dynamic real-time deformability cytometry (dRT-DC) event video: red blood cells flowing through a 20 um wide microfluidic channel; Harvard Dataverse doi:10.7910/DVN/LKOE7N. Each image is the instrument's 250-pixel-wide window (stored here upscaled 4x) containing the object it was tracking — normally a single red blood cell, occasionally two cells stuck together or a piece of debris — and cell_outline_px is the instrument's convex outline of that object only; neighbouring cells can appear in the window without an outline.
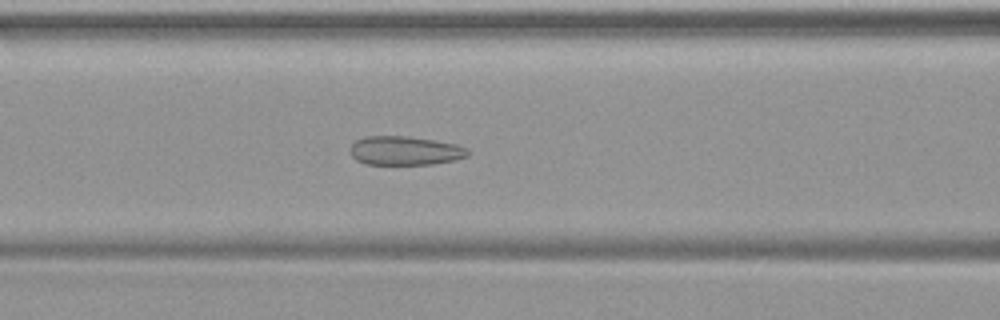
{"species": "common noctule bat (a hibernating species)", "species_latin": "Nyctalus noctula", "temperature_condition": "warm", "stored_images_in_passage": 39, "camera_frame_rate_fps": 3000, "um_per_image_px": 0.085, "animal": {"sex": "female", "body_mass_g": 19.9}, "frame": {"image": 1, "passage_image": 11, "time_ms": 3.333, "image_size_px": [1000, 320], "cell_outline_px": [[468, 156], [452, 160], [432, 164], [364, 164], [356, 160], [348, 152], [348, 148], [356, 140], [364, 136], [408, 136], [436, 140], [456, 144], [468, 148]], "centroid_in_image_um": [34.37, 12.8], "position_along_channel_um": 132.2, "area_um2": 20.0}}
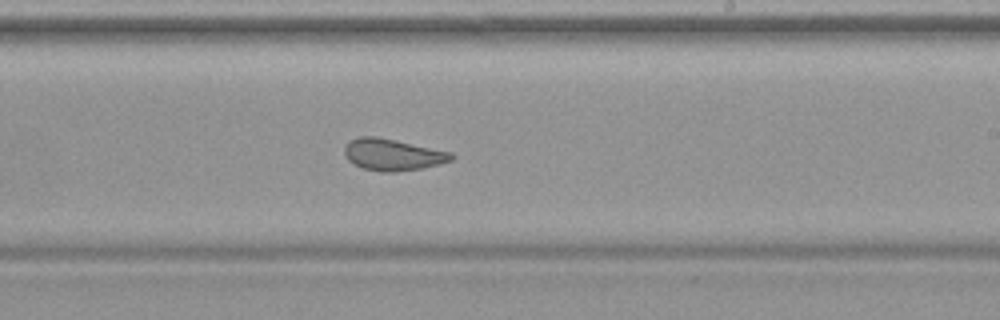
{"frame": {"image": 2, "passage_image": 20, "time_ms": 6.333, "image_size_px": [1000, 320], "cell_outline_px": [[456, 156], [452, 160], [424, 168], [396, 172], [380, 172], [364, 168], [348, 160], [344, 156], [344, 148], [348, 140], [360, 136], [376, 136], [452, 152]], "centroid_in_image_um": [33.37, 13.14], "position_along_channel_um": 255.6, "area_um2": 19.83}}
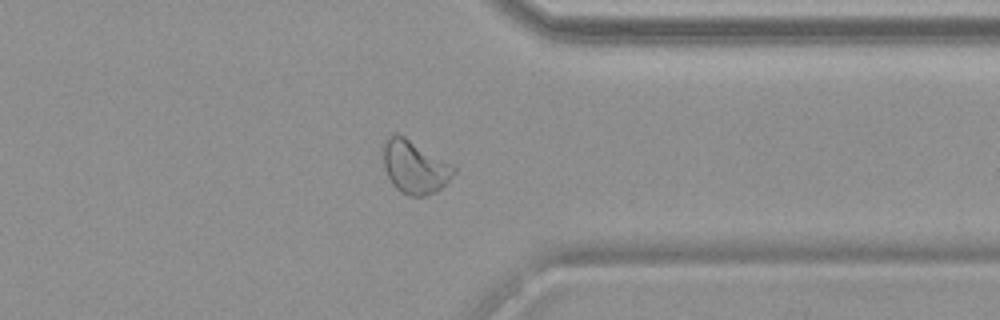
{"frame": {"image": 3, "passage_image": 29, "time_ms": 9.333, "image_size_px": [1000, 320], "cell_outline_px": [[456, 172], [436, 192], [424, 196], [408, 196], [400, 192], [392, 184], [384, 168], [384, 140], [388, 136], [396, 132], [404, 136], [452, 164], [456, 168]], "centroid_in_image_um": [35.23, 14.19], "position_along_channel_um": 376.2, "area_um2": 21.73}}